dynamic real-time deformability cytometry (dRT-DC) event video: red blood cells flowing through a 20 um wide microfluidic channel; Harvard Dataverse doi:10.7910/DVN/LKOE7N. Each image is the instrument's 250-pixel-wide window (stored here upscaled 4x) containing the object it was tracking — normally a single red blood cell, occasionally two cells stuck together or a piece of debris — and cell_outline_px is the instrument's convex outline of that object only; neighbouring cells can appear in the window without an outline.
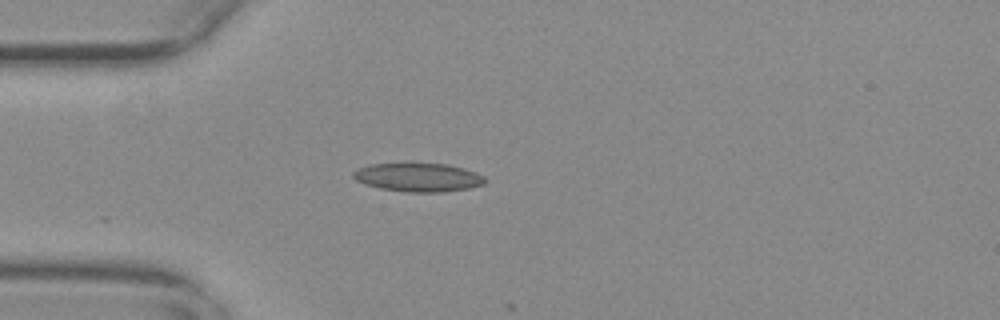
{"species": "common noctule bat (a hibernating species)", "species_latin": "Nyctalus noctula", "temperature_condition": "warm", "stored_images_in_passage": 32, "camera_frame_rate_fps": 3000, "um_per_image_px": 0.085, "animal": {"sex": "female", "body_mass_g": 29.2, "forearm_length_mm": 56.3}, "frame": {"image": 1, "passage_image": 1, "time_ms": 0.0, "image_size_px": [1000, 320], "cell_outline_px": [[488, 180], [484, 184], [468, 188], [444, 192], [408, 192], [380, 188], [364, 184], [356, 180], [352, 176], [352, 172], [356, 168], [368, 164], [448, 164], [464, 168], [476, 172], [484, 176]], "centroid_in_image_um": [35.55, 15.07], "position_along_channel_um": 49.5, "area_um2": 22.02}}
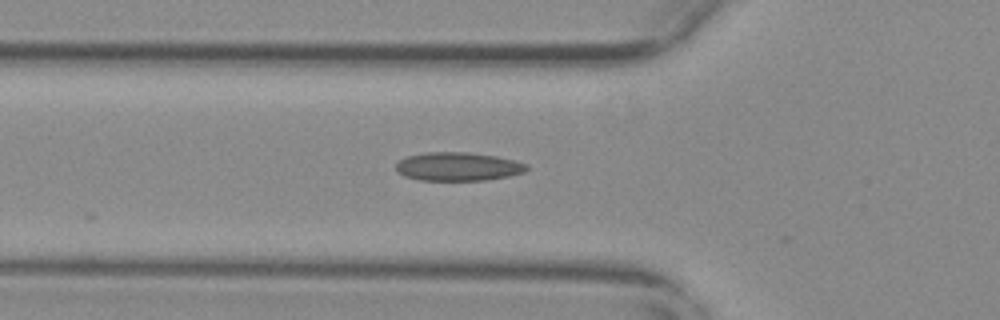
{"frame": {"image": 2, "passage_image": 5, "time_ms": 1.333, "image_size_px": [1000, 320], "cell_outline_px": [[528, 168], [524, 172], [508, 176], [484, 180], [420, 180], [404, 176], [396, 168], [396, 164], [400, 160], [408, 156], [424, 152], [468, 152], [496, 156], [528, 164]], "centroid_in_image_um": [38.93, 14.15], "position_along_channel_um": 86.9, "area_um2": 21.56}}
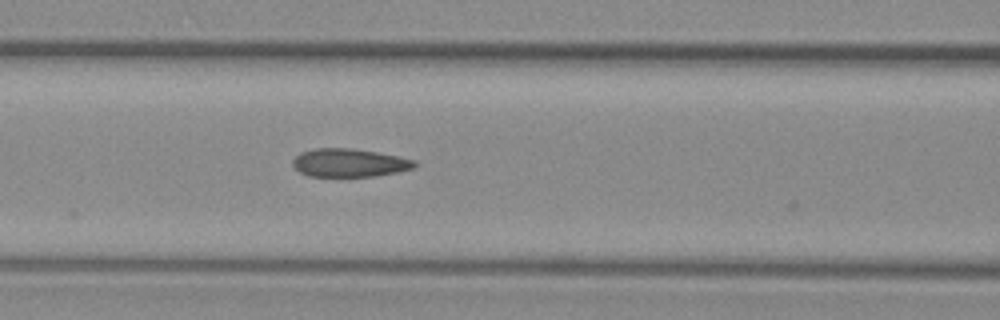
{"frame": {"image": 3, "passage_image": 9, "time_ms": 2.667, "image_size_px": [1000, 320], "cell_outline_px": [[416, 164], [412, 168], [396, 172], [376, 176], [308, 176], [300, 172], [292, 164], [292, 160], [300, 152], [316, 148], [352, 148], [376, 152], [416, 160]], "centroid_in_image_um": [29.66, 13.83], "position_along_channel_um": 136.9, "area_um2": 19.88}}